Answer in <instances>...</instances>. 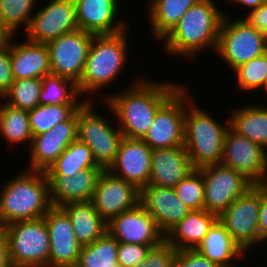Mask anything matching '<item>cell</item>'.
I'll return each instance as SVG.
<instances>
[{"label":"cell","mask_w":267,"mask_h":267,"mask_svg":"<svg viewBox=\"0 0 267 267\" xmlns=\"http://www.w3.org/2000/svg\"><path fill=\"white\" fill-rule=\"evenodd\" d=\"M131 88L110 94L105 103L115 113L123 136L142 139L151 127L158 109L181 87L177 83L135 80Z\"/></svg>","instance_id":"6da1fadb"},{"label":"cell","mask_w":267,"mask_h":267,"mask_svg":"<svg viewBox=\"0 0 267 267\" xmlns=\"http://www.w3.org/2000/svg\"><path fill=\"white\" fill-rule=\"evenodd\" d=\"M213 0H199L182 16L162 39L167 54L195 57L207 49L216 50L219 29L224 16Z\"/></svg>","instance_id":"7a4b0ae2"},{"label":"cell","mask_w":267,"mask_h":267,"mask_svg":"<svg viewBox=\"0 0 267 267\" xmlns=\"http://www.w3.org/2000/svg\"><path fill=\"white\" fill-rule=\"evenodd\" d=\"M2 186L0 217L7 224L42 218L53 207L44 171L26 169Z\"/></svg>","instance_id":"3957f363"},{"label":"cell","mask_w":267,"mask_h":267,"mask_svg":"<svg viewBox=\"0 0 267 267\" xmlns=\"http://www.w3.org/2000/svg\"><path fill=\"white\" fill-rule=\"evenodd\" d=\"M186 89V112L184 121V147L194 168L220 163L223 156L224 139L230 128L229 117L226 124H220L208 112L200 109L188 97ZM189 98V99H188ZM190 100V101H189Z\"/></svg>","instance_id":"277c9868"},{"label":"cell","mask_w":267,"mask_h":267,"mask_svg":"<svg viewBox=\"0 0 267 267\" xmlns=\"http://www.w3.org/2000/svg\"><path fill=\"white\" fill-rule=\"evenodd\" d=\"M127 30L114 35H94L77 83L79 94H94L102 90L124 69L127 60Z\"/></svg>","instance_id":"5b68a950"},{"label":"cell","mask_w":267,"mask_h":267,"mask_svg":"<svg viewBox=\"0 0 267 267\" xmlns=\"http://www.w3.org/2000/svg\"><path fill=\"white\" fill-rule=\"evenodd\" d=\"M237 19L224 16L215 50L233 71L267 52V37L245 18Z\"/></svg>","instance_id":"8992f818"},{"label":"cell","mask_w":267,"mask_h":267,"mask_svg":"<svg viewBox=\"0 0 267 267\" xmlns=\"http://www.w3.org/2000/svg\"><path fill=\"white\" fill-rule=\"evenodd\" d=\"M6 239L12 267H48L50 239L44 217L8 224Z\"/></svg>","instance_id":"52a82bcc"},{"label":"cell","mask_w":267,"mask_h":267,"mask_svg":"<svg viewBox=\"0 0 267 267\" xmlns=\"http://www.w3.org/2000/svg\"><path fill=\"white\" fill-rule=\"evenodd\" d=\"M92 103L85 101L77 110V139L91 149L96 163L107 170L115 161L124 136L119 127H113L106 117L94 111Z\"/></svg>","instance_id":"ba28073f"},{"label":"cell","mask_w":267,"mask_h":267,"mask_svg":"<svg viewBox=\"0 0 267 267\" xmlns=\"http://www.w3.org/2000/svg\"><path fill=\"white\" fill-rule=\"evenodd\" d=\"M199 169L204 181V209L217 216L254 186L243 174L221 163Z\"/></svg>","instance_id":"9c48e42d"},{"label":"cell","mask_w":267,"mask_h":267,"mask_svg":"<svg viewBox=\"0 0 267 267\" xmlns=\"http://www.w3.org/2000/svg\"><path fill=\"white\" fill-rule=\"evenodd\" d=\"M260 198L261 184L254 185L218 216L233 240L245 253L256 243H263L258 231Z\"/></svg>","instance_id":"30bf717a"},{"label":"cell","mask_w":267,"mask_h":267,"mask_svg":"<svg viewBox=\"0 0 267 267\" xmlns=\"http://www.w3.org/2000/svg\"><path fill=\"white\" fill-rule=\"evenodd\" d=\"M186 86H181L156 112L142 140L153 150L184 146Z\"/></svg>","instance_id":"8fae6325"},{"label":"cell","mask_w":267,"mask_h":267,"mask_svg":"<svg viewBox=\"0 0 267 267\" xmlns=\"http://www.w3.org/2000/svg\"><path fill=\"white\" fill-rule=\"evenodd\" d=\"M94 34L81 29L46 43L51 73L80 81Z\"/></svg>","instance_id":"7c38bea8"},{"label":"cell","mask_w":267,"mask_h":267,"mask_svg":"<svg viewBox=\"0 0 267 267\" xmlns=\"http://www.w3.org/2000/svg\"><path fill=\"white\" fill-rule=\"evenodd\" d=\"M220 163L240 172L254 185L267 184V151L231 128L225 135Z\"/></svg>","instance_id":"4fadbf2b"},{"label":"cell","mask_w":267,"mask_h":267,"mask_svg":"<svg viewBox=\"0 0 267 267\" xmlns=\"http://www.w3.org/2000/svg\"><path fill=\"white\" fill-rule=\"evenodd\" d=\"M77 29L74 0H49L33 14L25 34L28 41L46 44Z\"/></svg>","instance_id":"5bb4252c"},{"label":"cell","mask_w":267,"mask_h":267,"mask_svg":"<svg viewBox=\"0 0 267 267\" xmlns=\"http://www.w3.org/2000/svg\"><path fill=\"white\" fill-rule=\"evenodd\" d=\"M107 232L118 242L139 245H159L165 235L155 219L141 203L113 217L107 223Z\"/></svg>","instance_id":"9a60e30c"},{"label":"cell","mask_w":267,"mask_h":267,"mask_svg":"<svg viewBox=\"0 0 267 267\" xmlns=\"http://www.w3.org/2000/svg\"><path fill=\"white\" fill-rule=\"evenodd\" d=\"M100 216L108 223L113 217L140 203V190L108 170L100 174L91 199Z\"/></svg>","instance_id":"2e32d148"},{"label":"cell","mask_w":267,"mask_h":267,"mask_svg":"<svg viewBox=\"0 0 267 267\" xmlns=\"http://www.w3.org/2000/svg\"><path fill=\"white\" fill-rule=\"evenodd\" d=\"M44 219L50 239L48 267H76L82 246L76 239L70 218L60 207L53 206Z\"/></svg>","instance_id":"e0dca14e"},{"label":"cell","mask_w":267,"mask_h":267,"mask_svg":"<svg viewBox=\"0 0 267 267\" xmlns=\"http://www.w3.org/2000/svg\"><path fill=\"white\" fill-rule=\"evenodd\" d=\"M151 165L152 149L142 139L124 137L115 161L107 170L141 191L149 184Z\"/></svg>","instance_id":"ac0fdd59"},{"label":"cell","mask_w":267,"mask_h":267,"mask_svg":"<svg viewBox=\"0 0 267 267\" xmlns=\"http://www.w3.org/2000/svg\"><path fill=\"white\" fill-rule=\"evenodd\" d=\"M77 139V111L50 131L32 137L28 170L46 171Z\"/></svg>","instance_id":"d6986e66"},{"label":"cell","mask_w":267,"mask_h":267,"mask_svg":"<svg viewBox=\"0 0 267 267\" xmlns=\"http://www.w3.org/2000/svg\"><path fill=\"white\" fill-rule=\"evenodd\" d=\"M78 29L94 35H114L127 29V23L117 19L118 0H74ZM116 17V18H115ZM122 20V21H121Z\"/></svg>","instance_id":"ffe728a7"},{"label":"cell","mask_w":267,"mask_h":267,"mask_svg":"<svg viewBox=\"0 0 267 267\" xmlns=\"http://www.w3.org/2000/svg\"><path fill=\"white\" fill-rule=\"evenodd\" d=\"M140 203L155 219L164 235L191 211L176 195L174 188L152 184L140 191Z\"/></svg>","instance_id":"44dd1931"},{"label":"cell","mask_w":267,"mask_h":267,"mask_svg":"<svg viewBox=\"0 0 267 267\" xmlns=\"http://www.w3.org/2000/svg\"><path fill=\"white\" fill-rule=\"evenodd\" d=\"M101 167L80 170L73 176H47L52 206L60 207L71 202L91 201Z\"/></svg>","instance_id":"7402d4cb"},{"label":"cell","mask_w":267,"mask_h":267,"mask_svg":"<svg viewBox=\"0 0 267 267\" xmlns=\"http://www.w3.org/2000/svg\"><path fill=\"white\" fill-rule=\"evenodd\" d=\"M194 169L184 146L153 149L149 184L174 188Z\"/></svg>","instance_id":"603a6c76"},{"label":"cell","mask_w":267,"mask_h":267,"mask_svg":"<svg viewBox=\"0 0 267 267\" xmlns=\"http://www.w3.org/2000/svg\"><path fill=\"white\" fill-rule=\"evenodd\" d=\"M13 37L16 36L10 37V59L14 80L43 78L51 73L46 44L34 43L27 39L23 43H14Z\"/></svg>","instance_id":"cb8c5ba5"},{"label":"cell","mask_w":267,"mask_h":267,"mask_svg":"<svg viewBox=\"0 0 267 267\" xmlns=\"http://www.w3.org/2000/svg\"><path fill=\"white\" fill-rule=\"evenodd\" d=\"M217 220L216 214L205 209L191 210L165 234V240L177 251L195 249Z\"/></svg>","instance_id":"d4e9b609"},{"label":"cell","mask_w":267,"mask_h":267,"mask_svg":"<svg viewBox=\"0 0 267 267\" xmlns=\"http://www.w3.org/2000/svg\"><path fill=\"white\" fill-rule=\"evenodd\" d=\"M68 215L78 243L86 246L107 232V222L91 201L71 202L60 206Z\"/></svg>","instance_id":"484cf974"},{"label":"cell","mask_w":267,"mask_h":267,"mask_svg":"<svg viewBox=\"0 0 267 267\" xmlns=\"http://www.w3.org/2000/svg\"><path fill=\"white\" fill-rule=\"evenodd\" d=\"M195 250L219 267H235L232 260L245 254L219 219Z\"/></svg>","instance_id":"4316f807"},{"label":"cell","mask_w":267,"mask_h":267,"mask_svg":"<svg viewBox=\"0 0 267 267\" xmlns=\"http://www.w3.org/2000/svg\"><path fill=\"white\" fill-rule=\"evenodd\" d=\"M235 110L229 116L230 128L267 151V107L257 104Z\"/></svg>","instance_id":"83f0119b"},{"label":"cell","mask_w":267,"mask_h":267,"mask_svg":"<svg viewBox=\"0 0 267 267\" xmlns=\"http://www.w3.org/2000/svg\"><path fill=\"white\" fill-rule=\"evenodd\" d=\"M199 0H150L148 5L151 29L157 40L172 30L187 10Z\"/></svg>","instance_id":"f1b7e54d"},{"label":"cell","mask_w":267,"mask_h":267,"mask_svg":"<svg viewBox=\"0 0 267 267\" xmlns=\"http://www.w3.org/2000/svg\"><path fill=\"white\" fill-rule=\"evenodd\" d=\"M100 167L91 149L76 139L45 171L46 176H73L80 170Z\"/></svg>","instance_id":"f546056e"},{"label":"cell","mask_w":267,"mask_h":267,"mask_svg":"<svg viewBox=\"0 0 267 267\" xmlns=\"http://www.w3.org/2000/svg\"><path fill=\"white\" fill-rule=\"evenodd\" d=\"M79 96L77 84L69 79L55 74H47L42 78V88L39 95L40 105L83 104L93 101L90 97L77 101ZM87 99V100H86Z\"/></svg>","instance_id":"4dcf8cb0"},{"label":"cell","mask_w":267,"mask_h":267,"mask_svg":"<svg viewBox=\"0 0 267 267\" xmlns=\"http://www.w3.org/2000/svg\"><path fill=\"white\" fill-rule=\"evenodd\" d=\"M119 242L108 232L82 246L76 267H122L117 262Z\"/></svg>","instance_id":"1f68e13d"},{"label":"cell","mask_w":267,"mask_h":267,"mask_svg":"<svg viewBox=\"0 0 267 267\" xmlns=\"http://www.w3.org/2000/svg\"><path fill=\"white\" fill-rule=\"evenodd\" d=\"M0 135L12 145L24 141L31 144L33 136L28 111L0 103Z\"/></svg>","instance_id":"d6a6232c"},{"label":"cell","mask_w":267,"mask_h":267,"mask_svg":"<svg viewBox=\"0 0 267 267\" xmlns=\"http://www.w3.org/2000/svg\"><path fill=\"white\" fill-rule=\"evenodd\" d=\"M82 104L38 105L28 111L32 136L50 131L54 126L68 120Z\"/></svg>","instance_id":"836d02e7"},{"label":"cell","mask_w":267,"mask_h":267,"mask_svg":"<svg viewBox=\"0 0 267 267\" xmlns=\"http://www.w3.org/2000/svg\"><path fill=\"white\" fill-rule=\"evenodd\" d=\"M42 78L14 80L10 89L1 97L5 103L18 109L30 111L40 105L39 95Z\"/></svg>","instance_id":"e575fe53"},{"label":"cell","mask_w":267,"mask_h":267,"mask_svg":"<svg viewBox=\"0 0 267 267\" xmlns=\"http://www.w3.org/2000/svg\"><path fill=\"white\" fill-rule=\"evenodd\" d=\"M37 0H0V22L10 35H15L24 23L27 30Z\"/></svg>","instance_id":"d590c367"},{"label":"cell","mask_w":267,"mask_h":267,"mask_svg":"<svg viewBox=\"0 0 267 267\" xmlns=\"http://www.w3.org/2000/svg\"><path fill=\"white\" fill-rule=\"evenodd\" d=\"M233 73L236 74L239 90L249 91L261 88L267 78V52L240 65Z\"/></svg>","instance_id":"8d00e7d4"},{"label":"cell","mask_w":267,"mask_h":267,"mask_svg":"<svg viewBox=\"0 0 267 267\" xmlns=\"http://www.w3.org/2000/svg\"><path fill=\"white\" fill-rule=\"evenodd\" d=\"M176 195L191 210L204 209V181L202 171L195 168L174 187Z\"/></svg>","instance_id":"74e56055"},{"label":"cell","mask_w":267,"mask_h":267,"mask_svg":"<svg viewBox=\"0 0 267 267\" xmlns=\"http://www.w3.org/2000/svg\"><path fill=\"white\" fill-rule=\"evenodd\" d=\"M176 251L166 240L154 246L146 258L134 267H174Z\"/></svg>","instance_id":"f35d334b"},{"label":"cell","mask_w":267,"mask_h":267,"mask_svg":"<svg viewBox=\"0 0 267 267\" xmlns=\"http://www.w3.org/2000/svg\"><path fill=\"white\" fill-rule=\"evenodd\" d=\"M157 245H139L119 242L117 262L122 267H134L142 262L150 249Z\"/></svg>","instance_id":"ab89813d"},{"label":"cell","mask_w":267,"mask_h":267,"mask_svg":"<svg viewBox=\"0 0 267 267\" xmlns=\"http://www.w3.org/2000/svg\"><path fill=\"white\" fill-rule=\"evenodd\" d=\"M13 78L10 59V39L0 44V99L10 89Z\"/></svg>","instance_id":"60d3db41"},{"label":"cell","mask_w":267,"mask_h":267,"mask_svg":"<svg viewBox=\"0 0 267 267\" xmlns=\"http://www.w3.org/2000/svg\"><path fill=\"white\" fill-rule=\"evenodd\" d=\"M174 267H219L195 249L178 250L175 254Z\"/></svg>","instance_id":"b9f144b4"},{"label":"cell","mask_w":267,"mask_h":267,"mask_svg":"<svg viewBox=\"0 0 267 267\" xmlns=\"http://www.w3.org/2000/svg\"><path fill=\"white\" fill-rule=\"evenodd\" d=\"M243 18L267 37V0L258 8L248 11Z\"/></svg>","instance_id":"7bdbcfd3"},{"label":"cell","mask_w":267,"mask_h":267,"mask_svg":"<svg viewBox=\"0 0 267 267\" xmlns=\"http://www.w3.org/2000/svg\"><path fill=\"white\" fill-rule=\"evenodd\" d=\"M259 238L267 240V184H261V198L258 218Z\"/></svg>","instance_id":"ee69618b"},{"label":"cell","mask_w":267,"mask_h":267,"mask_svg":"<svg viewBox=\"0 0 267 267\" xmlns=\"http://www.w3.org/2000/svg\"><path fill=\"white\" fill-rule=\"evenodd\" d=\"M0 267H12L9 258L7 239L0 242Z\"/></svg>","instance_id":"f6af8a7d"},{"label":"cell","mask_w":267,"mask_h":267,"mask_svg":"<svg viewBox=\"0 0 267 267\" xmlns=\"http://www.w3.org/2000/svg\"><path fill=\"white\" fill-rule=\"evenodd\" d=\"M231 1V0H230ZM236 4H240L245 8H250L249 11L258 8L261 4H263L266 0H232Z\"/></svg>","instance_id":"bcb514c9"},{"label":"cell","mask_w":267,"mask_h":267,"mask_svg":"<svg viewBox=\"0 0 267 267\" xmlns=\"http://www.w3.org/2000/svg\"><path fill=\"white\" fill-rule=\"evenodd\" d=\"M7 226L8 224L0 217V242H3L7 238Z\"/></svg>","instance_id":"7dc6e473"},{"label":"cell","mask_w":267,"mask_h":267,"mask_svg":"<svg viewBox=\"0 0 267 267\" xmlns=\"http://www.w3.org/2000/svg\"><path fill=\"white\" fill-rule=\"evenodd\" d=\"M11 35L6 31V29L1 25L0 22V44L7 42Z\"/></svg>","instance_id":"c3c4849f"},{"label":"cell","mask_w":267,"mask_h":267,"mask_svg":"<svg viewBox=\"0 0 267 267\" xmlns=\"http://www.w3.org/2000/svg\"><path fill=\"white\" fill-rule=\"evenodd\" d=\"M265 92H266V94H267V78H266V80H265V82H264V84H263V86L261 87Z\"/></svg>","instance_id":"681fc988"}]
</instances>
